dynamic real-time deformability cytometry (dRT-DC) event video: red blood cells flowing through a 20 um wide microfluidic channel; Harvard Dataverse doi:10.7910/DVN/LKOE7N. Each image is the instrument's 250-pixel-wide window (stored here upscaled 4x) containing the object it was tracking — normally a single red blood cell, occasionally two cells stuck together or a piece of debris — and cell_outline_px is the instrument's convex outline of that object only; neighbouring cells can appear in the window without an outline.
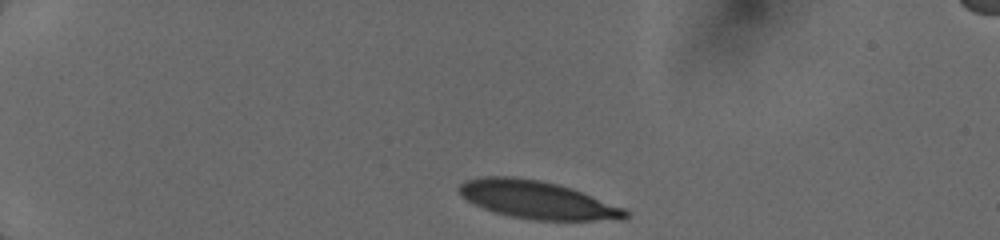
{"species": "human", "species_latin": "Homo sapiens", "temperature_condition": "cold", "stored_images_in_passage": 7, "camera_frame_rate_fps": 3000, "um_per_image_px": 0.085, "donor": {"sex": "female"}, "frame": {"image": 1, "passage_image": 1, "time_ms": 0.0, "image_size_px": [1000, 240], "cell_outline_px": [[628, 216], [624, 220], [536, 220], [512, 216], [496, 212], [484, 208], [468, 200], [460, 192], [460, 184], [464, 180], [484, 176], [512, 176], [540, 180], [560, 184], [572, 188], [624, 208], [628, 212]], "centroid_in_image_um": [45.71, 16.98], "position_along_channel_um": 39.3, "area_um2": 36.36}}
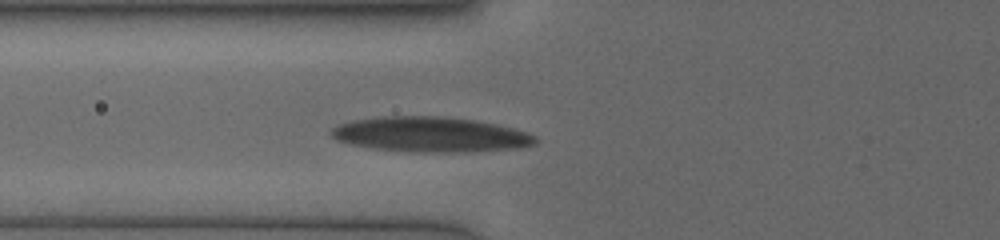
{"frame": {"image": 2, "passage_image": 7, "time_ms": 3.0, "image_size_px": [1000, 240], "cell_outline_px": [[536, 144], [524, 148], [472, 152], [416, 152], [372, 148], [348, 144], [336, 140], [328, 132], [332, 128], [340, 124], [352, 120], [380, 116], [444, 116], [476, 120], [496, 124], [512, 128], [536, 136]], "centroid_in_image_um": [36.59, 11.44], "position_along_channel_um": 89.2, "area_um2": 42.19}}